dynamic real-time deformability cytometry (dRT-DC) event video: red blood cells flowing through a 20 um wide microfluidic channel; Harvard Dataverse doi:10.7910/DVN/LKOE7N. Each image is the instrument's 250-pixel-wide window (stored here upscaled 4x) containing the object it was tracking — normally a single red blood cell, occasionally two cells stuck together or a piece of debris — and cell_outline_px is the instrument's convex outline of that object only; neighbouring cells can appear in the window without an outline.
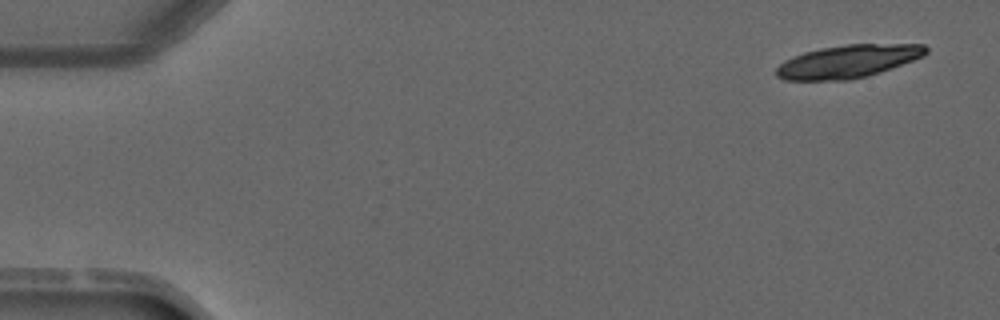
{"species": "common noctule bat (a hibernating species)", "species_latin": "Nyctalus noctula", "temperature_condition": "warm", "stored_images_in_passage": 5, "segment_of_instrument_passage": [2, 2], "camera_frame_rate_fps": 3000, "um_per_image_px": 0.085, "animal": {"sex": "male", "forearm_length_mm": 52.5}, "frame": {"image": 1, "passage_image": 5, "time_ms": 4.667, "image_size_px": [1000, 320], "cell_outline_px": [[928, 52], [924, 56], [868, 76], [848, 80], [784, 80], [776, 76], [776, 68], [784, 60], [792, 56], [804, 52], [820, 48], [848, 44], [924, 44], [928, 48]], "centroid_in_image_um": [72.06, 5.21], "position_along_channel_um": 12.9, "area_um2": 28.73}}